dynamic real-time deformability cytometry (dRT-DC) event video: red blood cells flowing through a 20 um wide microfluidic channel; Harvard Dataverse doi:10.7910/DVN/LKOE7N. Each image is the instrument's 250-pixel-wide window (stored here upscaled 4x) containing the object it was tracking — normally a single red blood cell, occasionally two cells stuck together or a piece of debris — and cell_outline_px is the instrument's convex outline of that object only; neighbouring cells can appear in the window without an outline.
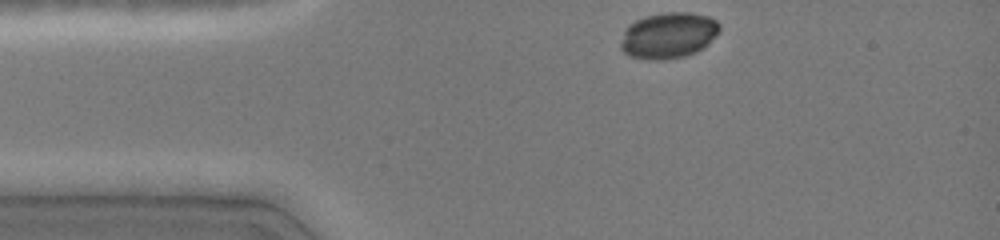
{"species": "common noctule bat (a hibernating species)", "species_latin": "Nyctalus noctula", "temperature_condition": "cold", "stored_images_in_passage": 6, "camera_frame_rate_fps": 3000, "um_per_image_px": 0.085, "animal": {"sex": "female", "body_mass_g": 19.0, "forearm_length_mm": 51.5}, "frame": {"image": 1, "passage_image": 1, "time_ms": 0.0, "image_size_px": [1000, 240], "cell_outline_px": [[720, 28], [708, 44], [704, 48], [696, 52], [684, 56], [664, 60], [648, 60], [628, 56], [620, 48], [620, 44], [624, 28], [628, 24], [644, 16], [668, 12], [688, 12], [708, 16], [716, 20], [720, 24]], "centroid_in_image_um": [56.78, 3.01], "position_along_channel_um": 28.2, "area_um2": 26.76}}